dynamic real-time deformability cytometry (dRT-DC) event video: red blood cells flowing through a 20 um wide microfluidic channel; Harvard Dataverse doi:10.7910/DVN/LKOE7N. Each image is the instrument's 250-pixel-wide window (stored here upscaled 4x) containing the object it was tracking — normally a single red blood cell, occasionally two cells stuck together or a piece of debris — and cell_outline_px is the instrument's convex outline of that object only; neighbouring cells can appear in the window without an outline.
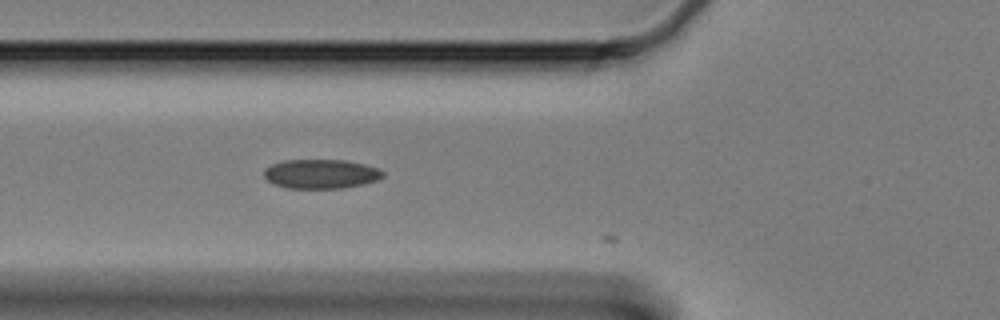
{"species": "Egyptian fruit bat (a non-hibernating species)", "species_latin": "Rousettus aegyptiacus", "temperature_condition": "cold", "stored_images_in_passage": 9, "camera_frame_rate_fps": 3000, "um_per_image_px": 0.085, "animal": {"sex": "female"}, "frame": {"image": 1, "passage_image": 3, "time_ms": 0.667, "image_size_px": [1000, 320], "cell_outline_px": [[384, 176], [380, 180], [364, 184], [340, 188], [284, 188], [268, 180], [264, 176], [264, 168], [272, 164], [284, 160], [344, 160], [364, 164], [380, 168], [384, 172]], "centroid_in_image_um": [27.31, 14.78], "position_along_channel_um": 98.5, "area_um2": 20.4}}
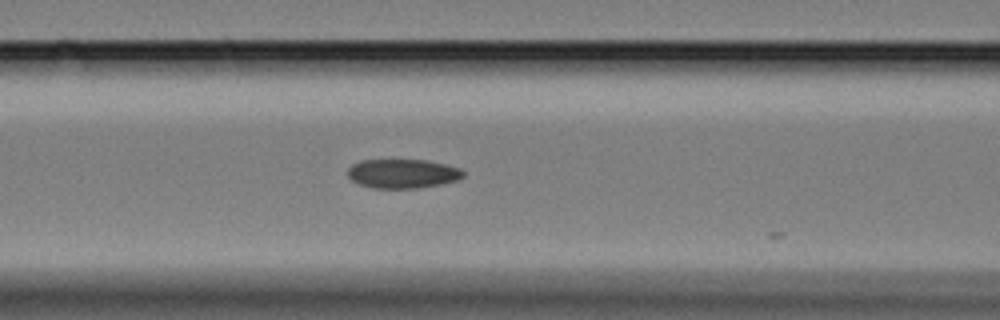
{"frame": {"image": 2, "passage_image": 6, "time_ms": 1.667, "image_size_px": [1000, 320], "cell_outline_px": [[464, 176], [456, 180], [440, 184], [416, 188], [372, 188], [360, 184], [352, 180], [348, 176], [348, 168], [352, 164], [360, 160], [428, 160], [460, 168], [464, 172]], "centroid_in_image_um": [34.21, 14.75], "position_along_channel_um": 132.4, "area_um2": 19.54}}